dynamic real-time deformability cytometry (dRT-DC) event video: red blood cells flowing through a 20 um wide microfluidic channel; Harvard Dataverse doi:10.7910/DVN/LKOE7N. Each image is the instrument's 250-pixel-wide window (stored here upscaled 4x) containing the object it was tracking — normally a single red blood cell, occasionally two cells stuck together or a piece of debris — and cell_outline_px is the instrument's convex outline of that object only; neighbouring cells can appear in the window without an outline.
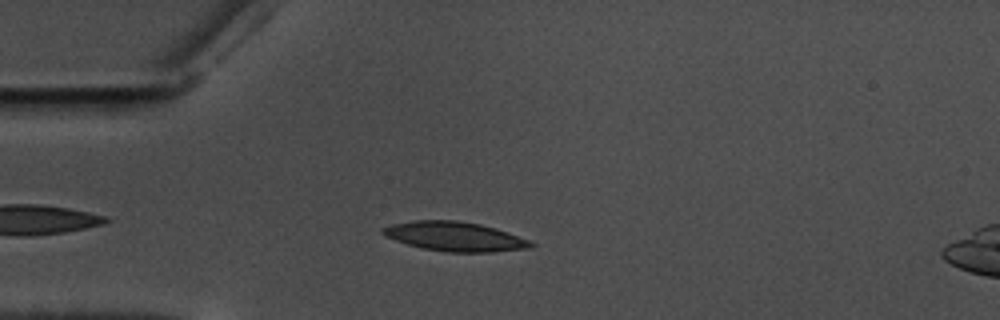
{"species": "common noctule bat (a hibernating species)", "species_latin": "Nyctalus noctula", "temperature_condition": "warm", "stored_images_in_passage": 45, "camera_frame_rate_fps": 3000, "um_per_image_px": 0.085, "animal": {"sex": "male", "body_mass_g": 17.5, "forearm_length_mm": 52.3}, "frame": {"image": 1, "passage_image": 3, "time_ms": 0.667, "image_size_px": [1000, 320], "cell_outline_px": [[536, 244], [532, 248], [492, 252], [448, 252], [420, 248], [384, 236], [380, 232], [380, 228], [392, 224], [412, 220], [456, 220], [480, 224], [496, 228], [508, 232], [528, 240]], "centroid_in_image_um": [38.64, 20.1], "position_along_channel_um": 46.4, "area_um2": 25.49}}
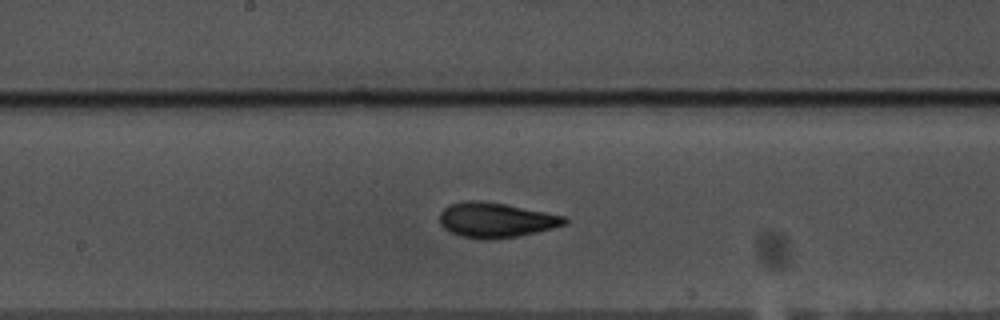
{"frame": {"image": 2, "passage_image": 18, "time_ms": 5.667, "image_size_px": [1000, 320], "cell_outline_px": [[568, 224], [536, 232], [516, 236], [484, 240], [480, 240], [460, 236], [444, 228], [440, 224], [440, 212], [444, 208], [452, 204], [464, 200], [480, 200], [504, 204], [568, 216]], "centroid_in_image_um": [42.16, 18.7], "position_along_channel_um": 206.0, "area_um2": 25.49}}
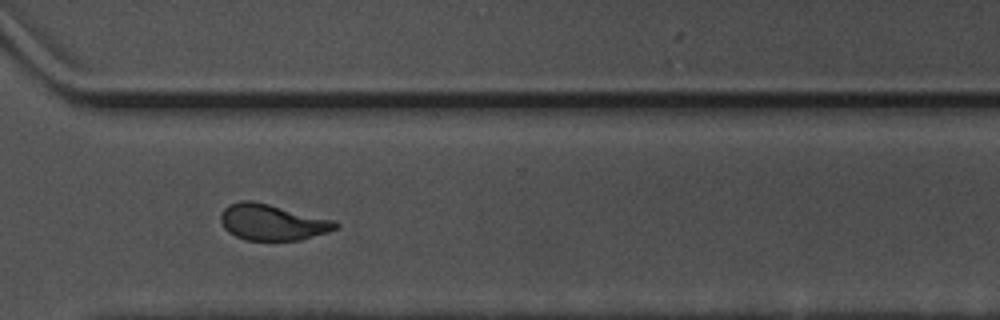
{"frame": {"image": 3, "passage_image": 30, "time_ms": 9.667, "image_size_px": [1000, 320], "cell_outline_px": [[340, 224], [336, 228], [328, 232], [300, 240], [244, 240], [228, 232], [224, 228], [220, 220], [220, 212], [228, 204], [240, 200], [252, 200], [336, 220]], "centroid_in_image_um": [23.13, 18.88], "position_along_channel_um": 347.5, "area_um2": 24.33}, "authors_computed_cell_mechanics": {"area_um2": 24.4494, "velocity_mm_per_s": 3.5361, "shape_relaxation_time_tau1_ms": 4.3786, "shape_relaxation_time_tau2_ms": 1.5994, "deformation_change_tau1": 0.1602, "deformation_change_tau2": 0.0853}}